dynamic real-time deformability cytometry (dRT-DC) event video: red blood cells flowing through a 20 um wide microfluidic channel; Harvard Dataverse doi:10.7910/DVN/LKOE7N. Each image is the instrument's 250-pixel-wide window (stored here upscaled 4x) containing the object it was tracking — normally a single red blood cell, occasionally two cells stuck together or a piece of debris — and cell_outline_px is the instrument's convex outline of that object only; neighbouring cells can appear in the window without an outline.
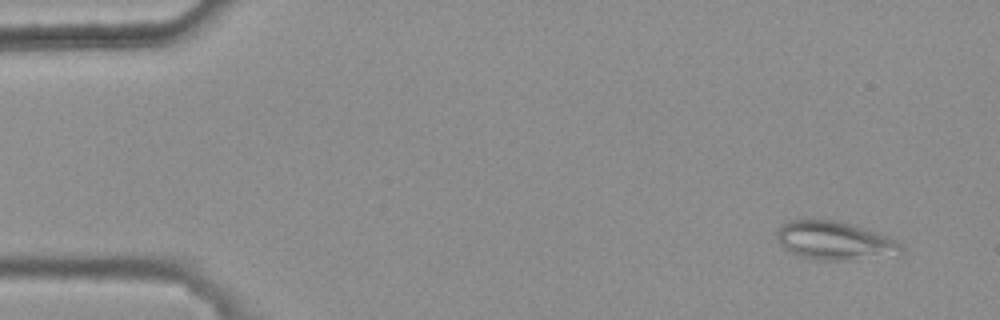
{"species": "common noctule bat (a hibernating species)", "species_latin": "Nyctalus noctula", "temperature_condition": "warm", "stored_images_in_passage": 4, "camera_frame_rate_fps": 3000, "um_per_image_px": 0.085, "animal": {"sex": "female", "body_mass_g": 25.1}, "frame": {"image": 1, "passage_image": 4, "time_ms": 1.0, "image_size_px": [1000, 320], "cell_outline_px": [[904, 252], [900, 256], [844, 260], [816, 260], [800, 256], [784, 248], [776, 240], [776, 232], [788, 220], [832, 220], [848, 224], [888, 236], [896, 240], [904, 248]], "centroid_in_image_um": [70.99, 20.49], "position_along_channel_um": 14.0, "area_um2": 27.86}}